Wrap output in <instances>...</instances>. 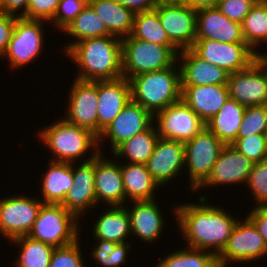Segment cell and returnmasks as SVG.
<instances>
[{
    "label": "cell",
    "mask_w": 267,
    "mask_h": 267,
    "mask_svg": "<svg viewBox=\"0 0 267 267\" xmlns=\"http://www.w3.org/2000/svg\"><path fill=\"white\" fill-rule=\"evenodd\" d=\"M223 210L203 203L175 207L180 230L189 247L203 251L213 247L216 257L222 252L238 222Z\"/></svg>",
    "instance_id": "6da1fadb"
},
{
    "label": "cell",
    "mask_w": 267,
    "mask_h": 267,
    "mask_svg": "<svg viewBox=\"0 0 267 267\" xmlns=\"http://www.w3.org/2000/svg\"><path fill=\"white\" fill-rule=\"evenodd\" d=\"M67 55L81 69L76 79L82 81L115 80L123 77L122 39L115 36L86 38L76 42Z\"/></svg>",
    "instance_id": "7a4b0ae2"
},
{
    "label": "cell",
    "mask_w": 267,
    "mask_h": 267,
    "mask_svg": "<svg viewBox=\"0 0 267 267\" xmlns=\"http://www.w3.org/2000/svg\"><path fill=\"white\" fill-rule=\"evenodd\" d=\"M174 65L132 77L130 81L132 100L153 115L181 99V72Z\"/></svg>",
    "instance_id": "3957f363"
},
{
    "label": "cell",
    "mask_w": 267,
    "mask_h": 267,
    "mask_svg": "<svg viewBox=\"0 0 267 267\" xmlns=\"http://www.w3.org/2000/svg\"><path fill=\"white\" fill-rule=\"evenodd\" d=\"M177 50L175 45H158L133 38L131 35L123 38V77L130 80L137 75L172 67L178 60Z\"/></svg>",
    "instance_id": "277c9868"
},
{
    "label": "cell",
    "mask_w": 267,
    "mask_h": 267,
    "mask_svg": "<svg viewBox=\"0 0 267 267\" xmlns=\"http://www.w3.org/2000/svg\"><path fill=\"white\" fill-rule=\"evenodd\" d=\"M39 136L42 142L58 157L56 160H52L56 162H74L72 160L86 154L85 152L90 147L98 150L100 147H97V143L100 142L98 137L90 130L64 119L47 127Z\"/></svg>",
    "instance_id": "5b68a950"
},
{
    "label": "cell",
    "mask_w": 267,
    "mask_h": 267,
    "mask_svg": "<svg viewBox=\"0 0 267 267\" xmlns=\"http://www.w3.org/2000/svg\"><path fill=\"white\" fill-rule=\"evenodd\" d=\"M78 218L61 204L43 203L29 237L55 248L78 240Z\"/></svg>",
    "instance_id": "8992f818"
},
{
    "label": "cell",
    "mask_w": 267,
    "mask_h": 267,
    "mask_svg": "<svg viewBox=\"0 0 267 267\" xmlns=\"http://www.w3.org/2000/svg\"><path fill=\"white\" fill-rule=\"evenodd\" d=\"M224 146L206 126L184 143L185 165L194 191L207 179Z\"/></svg>",
    "instance_id": "52a82bcc"
},
{
    "label": "cell",
    "mask_w": 267,
    "mask_h": 267,
    "mask_svg": "<svg viewBox=\"0 0 267 267\" xmlns=\"http://www.w3.org/2000/svg\"><path fill=\"white\" fill-rule=\"evenodd\" d=\"M154 10L169 40L181 50L190 49L196 41L197 11L175 0H161Z\"/></svg>",
    "instance_id": "ba28073f"
},
{
    "label": "cell",
    "mask_w": 267,
    "mask_h": 267,
    "mask_svg": "<svg viewBox=\"0 0 267 267\" xmlns=\"http://www.w3.org/2000/svg\"><path fill=\"white\" fill-rule=\"evenodd\" d=\"M190 49L201 59L221 67L229 74L247 69L257 59V51L247 43L196 39Z\"/></svg>",
    "instance_id": "9c48e42d"
},
{
    "label": "cell",
    "mask_w": 267,
    "mask_h": 267,
    "mask_svg": "<svg viewBox=\"0 0 267 267\" xmlns=\"http://www.w3.org/2000/svg\"><path fill=\"white\" fill-rule=\"evenodd\" d=\"M229 98L245 107L267 104V60L256 59L247 69L229 74Z\"/></svg>",
    "instance_id": "30bf717a"
},
{
    "label": "cell",
    "mask_w": 267,
    "mask_h": 267,
    "mask_svg": "<svg viewBox=\"0 0 267 267\" xmlns=\"http://www.w3.org/2000/svg\"><path fill=\"white\" fill-rule=\"evenodd\" d=\"M158 135L160 138L187 142L195 137L206 124L182 100L156 112Z\"/></svg>",
    "instance_id": "8fae6325"
},
{
    "label": "cell",
    "mask_w": 267,
    "mask_h": 267,
    "mask_svg": "<svg viewBox=\"0 0 267 267\" xmlns=\"http://www.w3.org/2000/svg\"><path fill=\"white\" fill-rule=\"evenodd\" d=\"M267 254V246L254 224L246 217L245 222H237L226 246L217 256V264L227 267L230 260L248 262Z\"/></svg>",
    "instance_id": "7c38bea8"
},
{
    "label": "cell",
    "mask_w": 267,
    "mask_h": 267,
    "mask_svg": "<svg viewBox=\"0 0 267 267\" xmlns=\"http://www.w3.org/2000/svg\"><path fill=\"white\" fill-rule=\"evenodd\" d=\"M43 202L28 197L0 200V233L13 240L27 236L34 226Z\"/></svg>",
    "instance_id": "4fadbf2b"
},
{
    "label": "cell",
    "mask_w": 267,
    "mask_h": 267,
    "mask_svg": "<svg viewBox=\"0 0 267 267\" xmlns=\"http://www.w3.org/2000/svg\"><path fill=\"white\" fill-rule=\"evenodd\" d=\"M41 20L16 19L10 42L2 56H7L11 66L21 67L30 63L41 51L43 29Z\"/></svg>",
    "instance_id": "5bb4252c"
},
{
    "label": "cell",
    "mask_w": 267,
    "mask_h": 267,
    "mask_svg": "<svg viewBox=\"0 0 267 267\" xmlns=\"http://www.w3.org/2000/svg\"><path fill=\"white\" fill-rule=\"evenodd\" d=\"M69 95L65 120L90 130L98 137V81L75 79Z\"/></svg>",
    "instance_id": "9a60e30c"
},
{
    "label": "cell",
    "mask_w": 267,
    "mask_h": 267,
    "mask_svg": "<svg viewBox=\"0 0 267 267\" xmlns=\"http://www.w3.org/2000/svg\"><path fill=\"white\" fill-rule=\"evenodd\" d=\"M154 115L132 99L102 131L98 140L110 138L112 152L123 142L147 130L153 124Z\"/></svg>",
    "instance_id": "2e32d148"
},
{
    "label": "cell",
    "mask_w": 267,
    "mask_h": 267,
    "mask_svg": "<svg viewBox=\"0 0 267 267\" xmlns=\"http://www.w3.org/2000/svg\"><path fill=\"white\" fill-rule=\"evenodd\" d=\"M95 150L93 156L85 160L83 164L74 169L72 164L73 184L60 203L66 210L79 217L88 207L97 205L95 193V156L99 153ZM87 208V209H86Z\"/></svg>",
    "instance_id": "e0dca14e"
},
{
    "label": "cell",
    "mask_w": 267,
    "mask_h": 267,
    "mask_svg": "<svg viewBox=\"0 0 267 267\" xmlns=\"http://www.w3.org/2000/svg\"><path fill=\"white\" fill-rule=\"evenodd\" d=\"M131 99L130 81L125 77L98 81V137Z\"/></svg>",
    "instance_id": "ac0fdd59"
},
{
    "label": "cell",
    "mask_w": 267,
    "mask_h": 267,
    "mask_svg": "<svg viewBox=\"0 0 267 267\" xmlns=\"http://www.w3.org/2000/svg\"><path fill=\"white\" fill-rule=\"evenodd\" d=\"M185 165L184 143L158 138L152 155L146 163L153 179L162 185L169 182Z\"/></svg>",
    "instance_id": "d6986e66"
},
{
    "label": "cell",
    "mask_w": 267,
    "mask_h": 267,
    "mask_svg": "<svg viewBox=\"0 0 267 267\" xmlns=\"http://www.w3.org/2000/svg\"><path fill=\"white\" fill-rule=\"evenodd\" d=\"M196 39H210L222 43H246L242 24L227 18L217 7L197 11Z\"/></svg>",
    "instance_id": "ffe728a7"
},
{
    "label": "cell",
    "mask_w": 267,
    "mask_h": 267,
    "mask_svg": "<svg viewBox=\"0 0 267 267\" xmlns=\"http://www.w3.org/2000/svg\"><path fill=\"white\" fill-rule=\"evenodd\" d=\"M253 164L232 145H225L207 179L199 187L222 183H247Z\"/></svg>",
    "instance_id": "44dd1931"
},
{
    "label": "cell",
    "mask_w": 267,
    "mask_h": 267,
    "mask_svg": "<svg viewBox=\"0 0 267 267\" xmlns=\"http://www.w3.org/2000/svg\"><path fill=\"white\" fill-rule=\"evenodd\" d=\"M181 99L206 124L229 98L227 85H181Z\"/></svg>",
    "instance_id": "7402d4cb"
},
{
    "label": "cell",
    "mask_w": 267,
    "mask_h": 267,
    "mask_svg": "<svg viewBox=\"0 0 267 267\" xmlns=\"http://www.w3.org/2000/svg\"><path fill=\"white\" fill-rule=\"evenodd\" d=\"M99 152L95 156V193L96 202L102 199L111 206H122L125 202V191L122 182L120 165L104 160Z\"/></svg>",
    "instance_id": "603a6c76"
},
{
    "label": "cell",
    "mask_w": 267,
    "mask_h": 267,
    "mask_svg": "<svg viewBox=\"0 0 267 267\" xmlns=\"http://www.w3.org/2000/svg\"><path fill=\"white\" fill-rule=\"evenodd\" d=\"M179 57L181 85H227L229 73L198 57L191 49H183Z\"/></svg>",
    "instance_id": "cb8c5ba5"
},
{
    "label": "cell",
    "mask_w": 267,
    "mask_h": 267,
    "mask_svg": "<svg viewBox=\"0 0 267 267\" xmlns=\"http://www.w3.org/2000/svg\"><path fill=\"white\" fill-rule=\"evenodd\" d=\"M155 200L134 201L130 216V231L144 241L154 242L160 235L164 220Z\"/></svg>",
    "instance_id": "d4e9b609"
},
{
    "label": "cell",
    "mask_w": 267,
    "mask_h": 267,
    "mask_svg": "<svg viewBox=\"0 0 267 267\" xmlns=\"http://www.w3.org/2000/svg\"><path fill=\"white\" fill-rule=\"evenodd\" d=\"M88 3L104 22L112 36L123 39L131 35L135 16L132 10L116 0H88Z\"/></svg>",
    "instance_id": "484cf974"
},
{
    "label": "cell",
    "mask_w": 267,
    "mask_h": 267,
    "mask_svg": "<svg viewBox=\"0 0 267 267\" xmlns=\"http://www.w3.org/2000/svg\"><path fill=\"white\" fill-rule=\"evenodd\" d=\"M245 108L228 98L217 114L206 123V127L225 145H231L237 139Z\"/></svg>",
    "instance_id": "4316f807"
},
{
    "label": "cell",
    "mask_w": 267,
    "mask_h": 267,
    "mask_svg": "<svg viewBox=\"0 0 267 267\" xmlns=\"http://www.w3.org/2000/svg\"><path fill=\"white\" fill-rule=\"evenodd\" d=\"M120 171L125 199L129 197L132 201L154 200V191L159 185L153 179L146 165L128 163L122 166L121 164Z\"/></svg>",
    "instance_id": "83f0119b"
},
{
    "label": "cell",
    "mask_w": 267,
    "mask_h": 267,
    "mask_svg": "<svg viewBox=\"0 0 267 267\" xmlns=\"http://www.w3.org/2000/svg\"><path fill=\"white\" fill-rule=\"evenodd\" d=\"M43 177V203L60 204L73 184L72 163L51 161Z\"/></svg>",
    "instance_id": "f1b7e54d"
},
{
    "label": "cell",
    "mask_w": 267,
    "mask_h": 267,
    "mask_svg": "<svg viewBox=\"0 0 267 267\" xmlns=\"http://www.w3.org/2000/svg\"><path fill=\"white\" fill-rule=\"evenodd\" d=\"M94 235L97 239H104L117 244L125 243L130 231V216L123 206H111L103 213L94 225Z\"/></svg>",
    "instance_id": "f546056e"
},
{
    "label": "cell",
    "mask_w": 267,
    "mask_h": 267,
    "mask_svg": "<svg viewBox=\"0 0 267 267\" xmlns=\"http://www.w3.org/2000/svg\"><path fill=\"white\" fill-rule=\"evenodd\" d=\"M63 31L69 35L77 38V41L67 45L66 52L76 43L86 38L105 37L110 36L107 27L95 10L88 3L82 12L68 25Z\"/></svg>",
    "instance_id": "4dcf8cb0"
},
{
    "label": "cell",
    "mask_w": 267,
    "mask_h": 267,
    "mask_svg": "<svg viewBox=\"0 0 267 267\" xmlns=\"http://www.w3.org/2000/svg\"><path fill=\"white\" fill-rule=\"evenodd\" d=\"M152 125L145 131L138 133L134 137L120 144L114 151V156H127L134 164H144L148 162L153 153L154 146L159 138L157 130Z\"/></svg>",
    "instance_id": "1f68e13d"
},
{
    "label": "cell",
    "mask_w": 267,
    "mask_h": 267,
    "mask_svg": "<svg viewBox=\"0 0 267 267\" xmlns=\"http://www.w3.org/2000/svg\"><path fill=\"white\" fill-rule=\"evenodd\" d=\"M21 247L17 267H49L55 247L31 237L21 236L11 240Z\"/></svg>",
    "instance_id": "d6a6232c"
},
{
    "label": "cell",
    "mask_w": 267,
    "mask_h": 267,
    "mask_svg": "<svg viewBox=\"0 0 267 267\" xmlns=\"http://www.w3.org/2000/svg\"><path fill=\"white\" fill-rule=\"evenodd\" d=\"M131 36L158 45H174L161 26L155 10L135 13Z\"/></svg>",
    "instance_id": "836d02e7"
},
{
    "label": "cell",
    "mask_w": 267,
    "mask_h": 267,
    "mask_svg": "<svg viewBox=\"0 0 267 267\" xmlns=\"http://www.w3.org/2000/svg\"><path fill=\"white\" fill-rule=\"evenodd\" d=\"M241 24L245 42L253 50L267 41V0H257Z\"/></svg>",
    "instance_id": "e575fe53"
},
{
    "label": "cell",
    "mask_w": 267,
    "mask_h": 267,
    "mask_svg": "<svg viewBox=\"0 0 267 267\" xmlns=\"http://www.w3.org/2000/svg\"><path fill=\"white\" fill-rule=\"evenodd\" d=\"M188 249V250H187ZM190 249V250H189ZM200 249L188 247L165 257L157 267H215L217 257L212 251L204 252Z\"/></svg>",
    "instance_id": "d590c367"
},
{
    "label": "cell",
    "mask_w": 267,
    "mask_h": 267,
    "mask_svg": "<svg viewBox=\"0 0 267 267\" xmlns=\"http://www.w3.org/2000/svg\"><path fill=\"white\" fill-rule=\"evenodd\" d=\"M99 245L93 251L95 260L106 267H119L126 262L127 249L130 247L129 243L111 242L104 239H98Z\"/></svg>",
    "instance_id": "8d00e7d4"
},
{
    "label": "cell",
    "mask_w": 267,
    "mask_h": 267,
    "mask_svg": "<svg viewBox=\"0 0 267 267\" xmlns=\"http://www.w3.org/2000/svg\"><path fill=\"white\" fill-rule=\"evenodd\" d=\"M267 129V106L246 107L237 138L249 137L254 134L265 135Z\"/></svg>",
    "instance_id": "74e56055"
},
{
    "label": "cell",
    "mask_w": 267,
    "mask_h": 267,
    "mask_svg": "<svg viewBox=\"0 0 267 267\" xmlns=\"http://www.w3.org/2000/svg\"><path fill=\"white\" fill-rule=\"evenodd\" d=\"M231 145L253 163L267 158V143L263 134L237 138Z\"/></svg>",
    "instance_id": "f35d334b"
},
{
    "label": "cell",
    "mask_w": 267,
    "mask_h": 267,
    "mask_svg": "<svg viewBox=\"0 0 267 267\" xmlns=\"http://www.w3.org/2000/svg\"><path fill=\"white\" fill-rule=\"evenodd\" d=\"M247 183L257 206H267V158L253 164Z\"/></svg>",
    "instance_id": "ab89813d"
},
{
    "label": "cell",
    "mask_w": 267,
    "mask_h": 267,
    "mask_svg": "<svg viewBox=\"0 0 267 267\" xmlns=\"http://www.w3.org/2000/svg\"><path fill=\"white\" fill-rule=\"evenodd\" d=\"M78 243L55 248L49 267H84Z\"/></svg>",
    "instance_id": "60d3db41"
},
{
    "label": "cell",
    "mask_w": 267,
    "mask_h": 267,
    "mask_svg": "<svg viewBox=\"0 0 267 267\" xmlns=\"http://www.w3.org/2000/svg\"><path fill=\"white\" fill-rule=\"evenodd\" d=\"M88 4V0H60L53 17L54 24L63 30L68 26Z\"/></svg>",
    "instance_id": "b9f144b4"
},
{
    "label": "cell",
    "mask_w": 267,
    "mask_h": 267,
    "mask_svg": "<svg viewBox=\"0 0 267 267\" xmlns=\"http://www.w3.org/2000/svg\"><path fill=\"white\" fill-rule=\"evenodd\" d=\"M257 0H220L217 9L230 20L242 23Z\"/></svg>",
    "instance_id": "7bdbcfd3"
},
{
    "label": "cell",
    "mask_w": 267,
    "mask_h": 267,
    "mask_svg": "<svg viewBox=\"0 0 267 267\" xmlns=\"http://www.w3.org/2000/svg\"><path fill=\"white\" fill-rule=\"evenodd\" d=\"M59 2L60 0H29L27 13L22 18L52 21Z\"/></svg>",
    "instance_id": "ee69618b"
},
{
    "label": "cell",
    "mask_w": 267,
    "mask_h": 267,
    "mask_svg": "<svg viewBox=\"0 0 267 267\" xmlns=\"http://www.w3.org/2000/svg\"><path fill=\"white\" fill-rule=\"evenodd\" d=\"M18 16L0 12V56L6 51Z\"/></svg>",
    "instance_id": "f6af8a7d"
},
{
    "label": "cell",
    "mask_w": 267,
    "mask_h": 267,
    "mask_svg": "<svg viewBox=\"0 0 267 267\" xmlns=\"http://www.w3.org/2000/svg\"><path fill=\"white\" fill-rule=\"evenodd\" d=\"M247 218L254 224L267 246V206H256Z\"/></svg>",
    "instance_id": "bcb514c9"
},
{
    "label": "cell",
    "mask_w": 267,
    "mask_h": 267,
    "mask_svg": "<svg viewBox=\"0 0 267 267\" xmlns=\"http://www.w3.org/2000/svg\"><path fill=\"white\" fill-rule=\"evenodd\" d=\"M134 13L154 10L161 0H116Z\"/></svg>",
    "instance_id": "7dc6e473"
},
{
    "label": "cell",
    "mask_w": 267,
    "mask_h": 267,
    "mask_svg": "<svg viewBox=\"0 0 267 267\" xmlns=\"http://www.w3.org/2000/svg\"><path fill=\"white\" fill-rule=\"evenodd\" d=\"M28 1L29 0H0V12L17 16L15 12L24 7L23 12L18 15V17H23L28 10Z\"/></svg>",
    "instance_id": "c3c4849f"
},
{
    "label": "cell",
    "mask_w": 267,
    "mask_h": 267,
    "mask_svg": "<svg viewBox=\"0 0 267 267\" xmlns=\"http://www.w3.org/2000/svg\"><path fill=\"white\" fill-rule=\"evenodd\" d=\"M179 3L185 4L196 11L205 8L217 7L220 0H175Z\"/></svg>",
    "instance_id": "681fc988"
},
{
    "label": "cell",
    "mask_w": 267,
    "mask_h": 267,
    "mask_svg": "<svg viewBox=\"0 0 267 267\" xmlns=\"http://www.w3.org/2000/svg\"><path fill=\"white\" fill-rule=\"evenodd\" d=\"M256 58L258 59V60H267V54L265 55V54H259V52L258 53H256Z\"/></svg>",
    "instance_id": "f907efd6"
},
{
    "label": "cell",
    "mask_w": 267,
    "mask_h": 267,
    "mask_svg": "<svg viewBox=\"0 0 267 267\" xmlns=\"http://www.w3.org/2000/svg\"><path fill=\"white\" fill-rule=\"evenodd\" d=\"M265 138H266V143H267V129H266V132H265Z\"/></svg>",
    "instance_id": "816d5d0a"
}]
</instances>
